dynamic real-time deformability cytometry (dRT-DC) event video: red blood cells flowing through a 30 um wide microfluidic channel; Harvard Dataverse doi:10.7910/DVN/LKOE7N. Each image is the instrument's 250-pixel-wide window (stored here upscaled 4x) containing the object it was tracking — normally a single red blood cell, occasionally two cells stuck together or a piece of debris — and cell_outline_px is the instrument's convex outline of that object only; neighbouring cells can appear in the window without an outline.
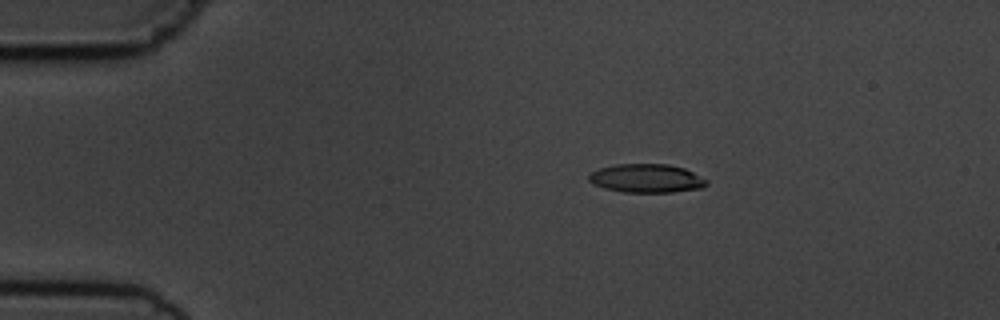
{"species": "common noctule bat (a hibernating species)", "species_latin": "Nyctalus noctula", "temperature_condition": "cold", "stored_images_in_passage": 5, "camera_frame_rate_fps": 3000, "um_per_image_px": 0.085, "animal": {"sex": "male", "body_mass_g": 19.5, "forearm_length_mm": 54.6}, "frame": {"image": 1, "passage_image": 2, "time_ms": 1.333, "image_size_px": [1000, 320], "cell_outline_px": [[708, 184], [704, 188], [672, 192], [624, 192], [604, 188], [592, 184], [588, 180], [588, 176], [592, 172], [600, 168], [616, 164], [668, 164], [684, 168], [708, 180]], "centroid_in_image_um": [54.96, 15.16], "position_along_channel_um": 30.0, "area_um2": 19.71}}
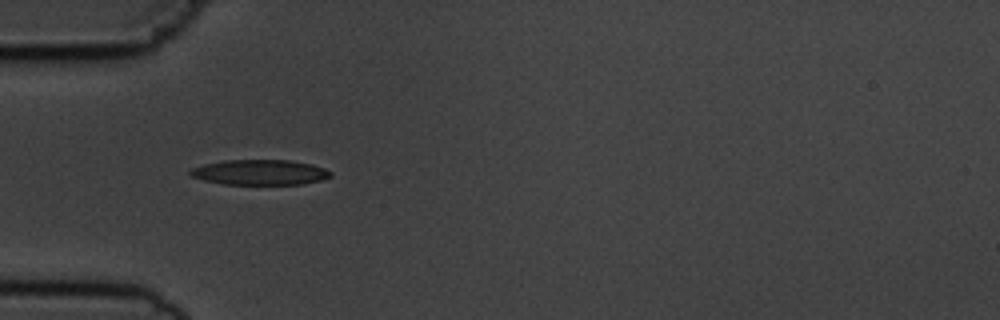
{"frame": {"image": 2, "passage_image": 4, "time_ms": 3.667, "image_size_px": [1000, 320], "cell_outline_px": [[332, 176], [320, 180], [300, 184], [224, 184], [204, 180], [192, 176], [188, 172], [192, 168], [204, 164], [224, 160], [288, 160], [312, 164], [324, 168], [332, 172]], "centroid_in_image_um": [22.1, 14.64], "position_along_channel_um": 62.9, "area_um2": 20.52}}
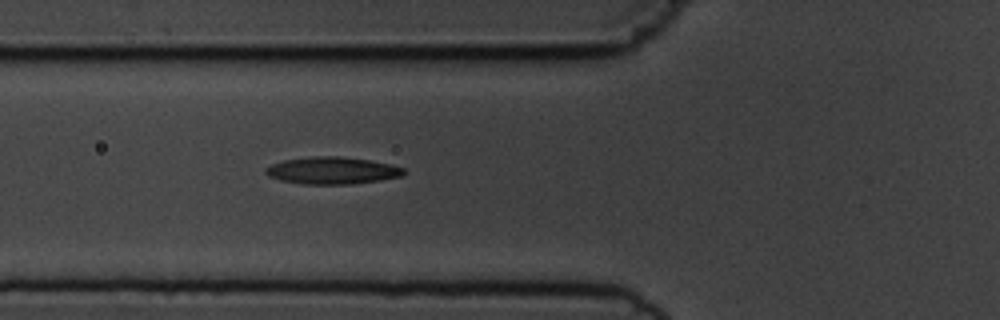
{"frame": {"image": 3, "passage_image": 5, "time_ms": 4.667, "image_size_px": [1000, 320], "cell_outline_px": [[408, 172], [400, 176], [380, 180], [352, 184], [300, 184], [280, 180], [268, 176], [264, 172], [264, 168], [272, 164], [284, 160], [312, 156], [336, 156], [368, 160], [392, 164], [404, 168]], "centroid_in_image_um": [28.22, 14.5], "position_along_channel_um": 97.6, "area_um2": 21.91}}